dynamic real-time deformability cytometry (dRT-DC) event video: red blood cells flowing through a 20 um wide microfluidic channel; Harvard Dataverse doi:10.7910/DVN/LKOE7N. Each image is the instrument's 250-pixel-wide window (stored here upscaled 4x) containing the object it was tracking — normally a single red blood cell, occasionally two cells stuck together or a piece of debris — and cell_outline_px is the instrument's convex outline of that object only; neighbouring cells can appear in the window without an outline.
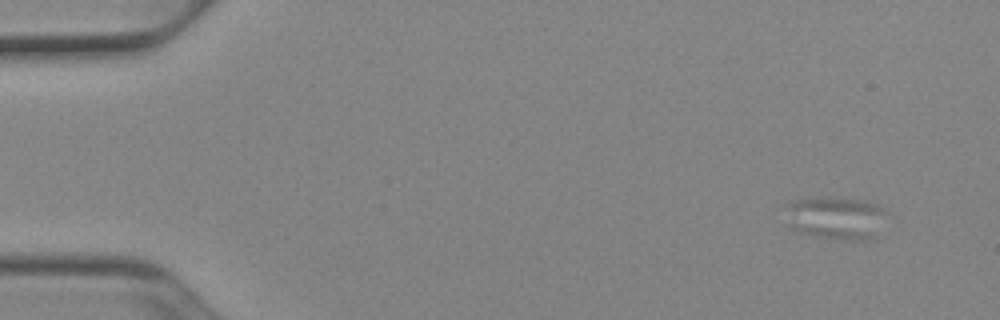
{"species": "Egyptian fruit bat (a non-hibernating species)", "species_latin": "Rousettus aegyptiacus", "temperature_condition": "cold", "stored_images_in_passage": 52, "camera_frame_rate_fps": 3000, "um_per_image_px": 0.085, "animal": {"sex": "female"}, "frame": {"image": 1, "passage_image": 1, "time_ms": 0.0, "image_size_px": [1000, 320], "cell_outline_px": [[884, 212], [876, 236], [868, 240], [844, 240], [816, 236], [796, 232], [788, 224], [784, 204], [792, 200], [860, 200], [876, 204]], "centroid_in_image_um": [70.97, 18.58], "position_along_channel_um": 14.0, "area_um2": 24.33}}
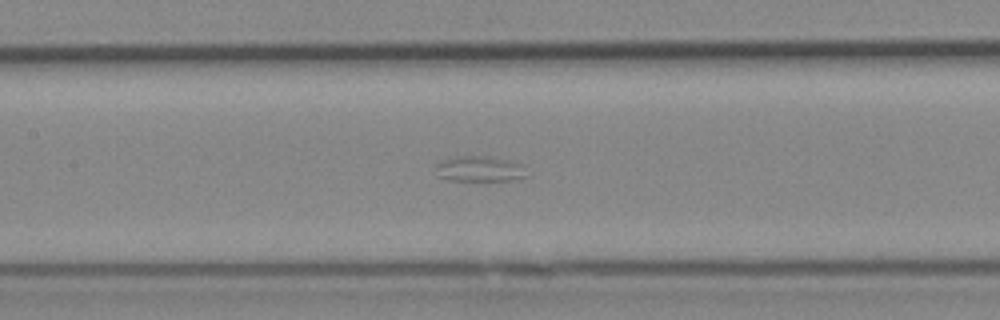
{"frame": {"image": 2, "passage_image": 23, "time_ms": 7.333, "image_size_px": [1000, 320], "cell_outline_px": [[528, 176], [512, 180], [448, 180], [436, 176], [436, 164], [440, 160], [456, 156], [492, 156], [512, 160], [524, 164]], "centroid_in_image_um": [40.79, 14.34], "position_along_channel_um": 166.6, "area_um2": 13.93}}
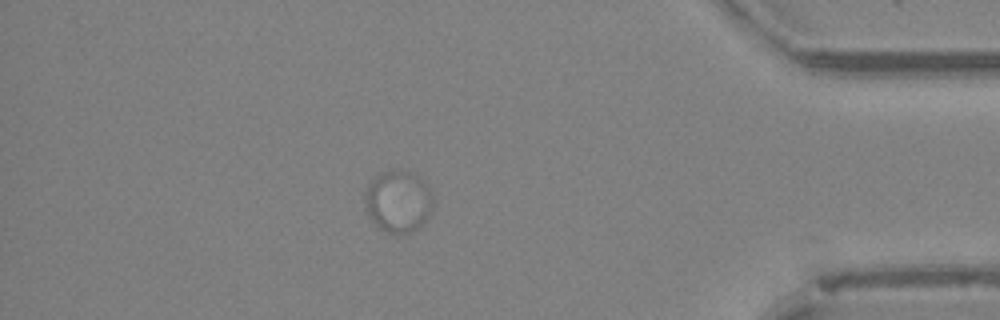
{"frame": {"image": 3, "passage_image": 45, "time_ms": 14.667, "image_size_px": [1000, 320], "cell_outline_px": [[432, 208], [428, 216], [420, 228], [412, 232], [400, 236], [396, 236], [384, 232], [368, 216], [364, 204], [364, 192], [368, 184], [380, 172], [388, 168], [396, 168], [412, 172], [428, 184], [432, 192]], "centroid_in_image_um": [33.83, 17.12], "position_along_channel_um": 401.4, "area_um2": 25.55}}